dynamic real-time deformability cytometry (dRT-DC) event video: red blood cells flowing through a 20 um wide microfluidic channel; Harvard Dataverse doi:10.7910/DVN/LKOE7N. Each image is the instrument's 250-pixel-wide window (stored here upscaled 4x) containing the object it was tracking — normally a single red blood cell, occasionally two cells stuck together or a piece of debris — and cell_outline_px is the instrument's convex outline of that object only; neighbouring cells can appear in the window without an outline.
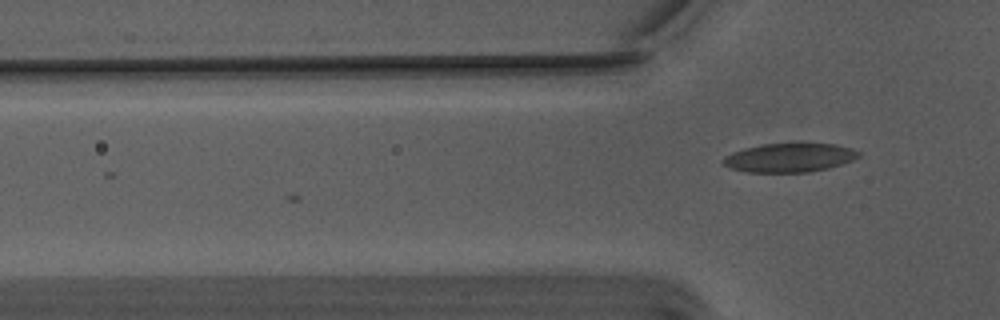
{"species": "Egyptian fruit bat (a non-hibernating species)", "species_latin": "Rousettus aegyptiacus", "temperature_condition": "warm", "stored_images_in_passage": 6, "camera_frame_rate_fps": 3000, "um_per_image_px": 0.085, "animal": {"sex": "male"}, "frame": {"image": 1, "passage_image": 6, "time_ms": 1.667, "image_size_px": [1000, 320], "cell_outline_px": [[860, 156], [852, 160], [828, 168], [808, 172], [748, 172], [728, 168], [720, 160], [724, 156], [732, 152], [744, 148], [760, 144], [836, 144], [852, 148], [860, 152]], "centroid_in_image_um": [67.06, 13.4], "position_along_channel_um": 58.7, "area_um2": 22.77}}